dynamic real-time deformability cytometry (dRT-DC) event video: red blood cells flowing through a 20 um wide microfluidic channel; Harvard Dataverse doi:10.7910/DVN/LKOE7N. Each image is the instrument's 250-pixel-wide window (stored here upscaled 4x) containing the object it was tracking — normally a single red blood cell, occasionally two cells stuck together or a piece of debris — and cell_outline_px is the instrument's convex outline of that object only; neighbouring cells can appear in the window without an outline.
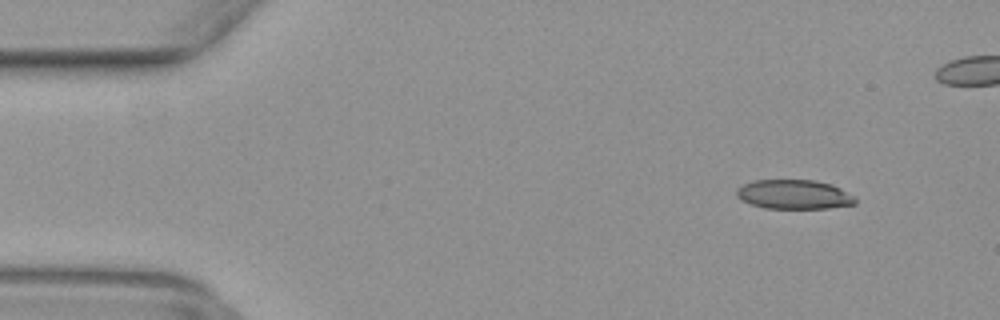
{"species": "common noctule bat (a hibernating species)", "species_latin": "Nyctalus noctula", "temperature_condition": "warm", "stored_images_in_passage": 44, "camera_frame_rate_fps": 3000, "um_per_image_px": 0.085, "animal": {"sex": "female", "body_mass_g": 29.2, "forearm_length_mm": 56.3}, "frame": {"image": 1, "passage_image": 5, "time_ms": 1.333, "image_size_px": [1000, 320], "cell_outline_px": [[856, 204], [828, 208], [764, 208], [740, 200], [736, 196], [736, 188], [744, 184], [756, 180], [816, 180], [832, 184], [840, 188], [852, 196], [856, 200]], "centroid_in_image_um": [67.46, 16.52], "position_along_channel_um": 17.5, "area_um2": 20.23}}
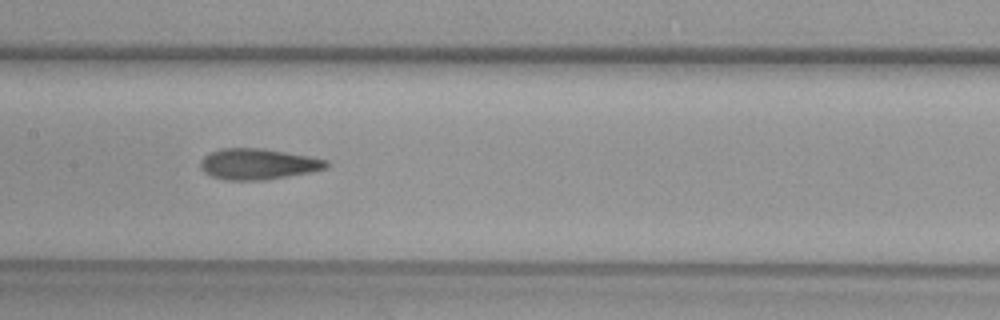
{"frame": {"image": 2, "passage_image": 24, "time_ms": 7.667, "image_size_px": [1000, 320], "cell_outline_px": [[328, 168], [312, 172], [264, 180], [224, 180], [212, 176], [204, 172], [200, 168], [200, 160], [204, 156], [220, 148], [264, 148], [308, 156], [328, 160]], "centroid_in_image_um": [21.93, 13.94], "position_along_channel_um": 185.5, "area_um2": 22.77}}
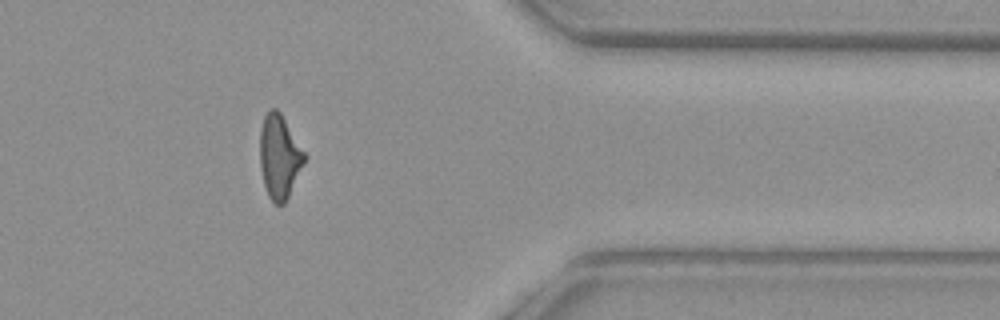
{"frame": {"image": 3, "passage_image": 40, "time_ms": 13.0, "image_size_px": [1000, 320], "cell_outline_px": [[304, 164], [284, 204], [276, 204], [268, 196], [264, 184], [260, 168], [260, 128], [264, 116], [272, 108], [276, 108], [280, 112], [304, 152]], "centroid_in_image_um": [23.72, 13.31], "position_along_channel_um": 387.7, "area_um2": 21.33}}